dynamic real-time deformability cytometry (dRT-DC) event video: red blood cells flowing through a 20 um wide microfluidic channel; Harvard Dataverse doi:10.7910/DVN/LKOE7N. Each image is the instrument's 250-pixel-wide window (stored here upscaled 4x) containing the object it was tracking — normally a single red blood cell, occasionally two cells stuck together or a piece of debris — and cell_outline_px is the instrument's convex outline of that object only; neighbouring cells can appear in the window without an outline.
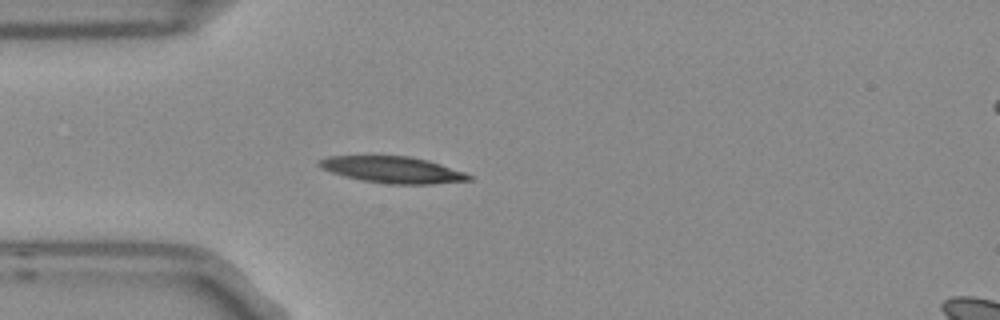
{"species": "Egyptian fruit bat (a non-hibernating species)", "species_latin": "Rousettus aegyptiacus", "temperature_condition": "room temperature", "stored_images_in_passage": 3, "camera_frame_rate_fps": 3000, "um_per_image_px": 0.085, "frame": {"image": 1, "passage_image": 3, "time_ms": 0.667, "image_size_px": [1000, 320], "cell_outline_px": [[472, 180], [432, 184], [388, 184], [360, 180], [344, 176], [320, 168], [316, 164], [316, 160], [328, 156], [408, 156], [428, 160], [464, 172], [472, 176]], "centroid_in_image_um": [33.33, 14.43], "position_along_channel_um": 51.7, "area_um2": 23.18}}